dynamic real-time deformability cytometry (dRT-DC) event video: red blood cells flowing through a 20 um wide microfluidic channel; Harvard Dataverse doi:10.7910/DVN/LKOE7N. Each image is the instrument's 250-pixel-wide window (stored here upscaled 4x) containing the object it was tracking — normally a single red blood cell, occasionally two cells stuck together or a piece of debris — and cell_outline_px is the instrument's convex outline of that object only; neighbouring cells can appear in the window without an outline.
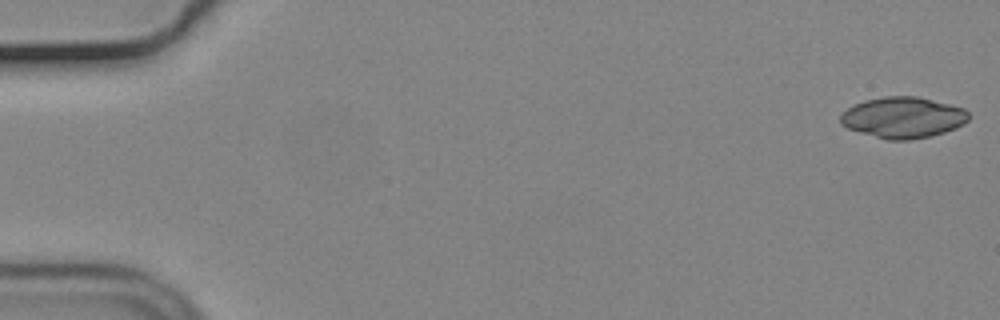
{"species": "common noctule bat (a hibernating species)", "species_latin": "Nyctalus noctula", "temperature_condition": "cold", "stored_images_in_passage": 55, "segment_of_instrument_passage": [1, 2], "camera_frame_rate_fps": 3000, "um_per_image_px": 0.085, "animal": {"sex": "male", "body_mass_g": 19.2, "forearm_length_mm": 51.8}, "frame": {"image": 1, "passage_image": 1, "time_ms": 0.0, "image_size_px": [1000, 320], "cell_outline_px": [[968, 120], [964, 124], [956, 128], [932, 136], [912, 140], [888, 140], [860, 132], [848, 128], [840, 124], [840, 116], [852, 104], [864, 100], [884, 96], [916, 96], [964, 108], [968, 112]], "centroid_in_image_um": [76.75, 9.99], "position_along_channel_um": 8.3, "area_um2": 30.69}}